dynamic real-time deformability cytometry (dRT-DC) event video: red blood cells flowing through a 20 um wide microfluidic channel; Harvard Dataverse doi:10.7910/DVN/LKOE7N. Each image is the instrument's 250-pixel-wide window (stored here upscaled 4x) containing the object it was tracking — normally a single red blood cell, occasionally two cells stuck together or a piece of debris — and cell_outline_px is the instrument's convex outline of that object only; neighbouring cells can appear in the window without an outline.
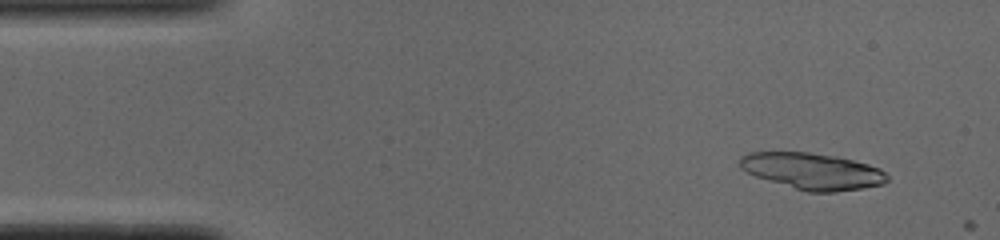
{"species": "common noctule bat (a hibernating species)", "species_latin": "Nyctalus noctula", "temperature_condition": "cold", "stored_images_in_passage": 5, "camera_frame_rate_fps": 3000, "um_per_image_px": 0.085, "animal": {"sex": "male", "body_mass_g": 19.0, "forearm_length_mm": 50.8}, "frame": {"image": 1, "passage_image": 4, "time_ms": 1.0, "image_size_px": [1000, 240], "cell_outline_px": [[888, 180], [884, 184], [864, 188], [836, 192], [808, 192], [756, 176], [740, 168], [740, 156], [748, 152], [808, 152], [836, 156], [868, 164], [880, 168], [888, 176]], "centroid_in_image_um": [69.08, 14.54], "position_along_channel_um": 15.9, "area_um2": 31.15}}